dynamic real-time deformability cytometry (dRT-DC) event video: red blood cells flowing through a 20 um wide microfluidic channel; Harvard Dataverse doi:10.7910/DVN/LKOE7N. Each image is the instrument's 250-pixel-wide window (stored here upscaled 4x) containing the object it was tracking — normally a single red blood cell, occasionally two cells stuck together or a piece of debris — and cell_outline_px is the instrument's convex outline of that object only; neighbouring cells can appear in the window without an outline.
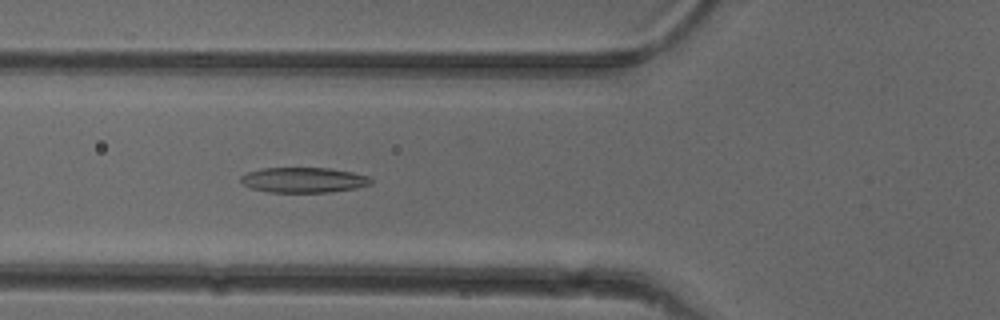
{"species": "common noctule bat (a hibernating species)", "species_latin": "Nyctalus noctula", "temperature_condition": "cold", "stored_images_in_passage": 48, "camera_frame_rate_fps": 3000, "um_per_image_px": 0.085, "animal": {"sex": "female"}, "frame": {"image": 1, "passage_image": 15, "time_ms": 4.667, "image_size_px": [1000, 320], "cell_outline_px": [[376, 180], [372, 184], [356, 188], [332, 192], [268, 192], [252, 188], [244, 184], [240, 180], [240, 176], [248, 172], [260, 168], [328, 168], [352, 172], [368, 176]], "centroid_in_image_um": [25.85, 15.3], "position_along_channel_um": 100.0, "area_um2": 19.25}}
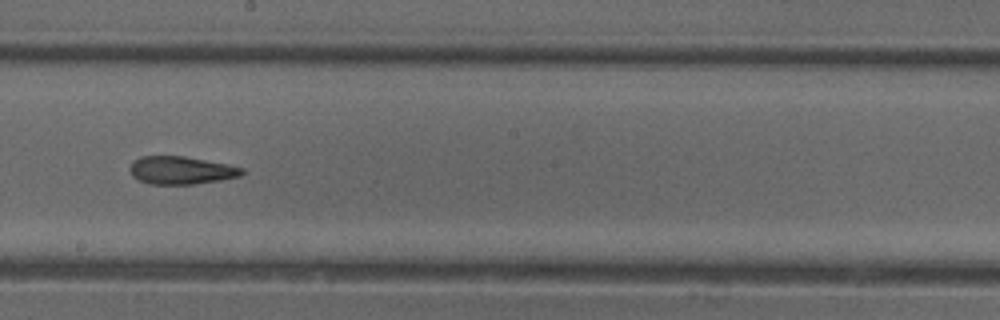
{"frame": {"image": 2, "passage_image": 25, "time_ms": 8.0, "image_size_px": [1000, 320], "cell_outline_px": [[244, 172], [240, 176], [220, 180], [192, 184], [148, 184], [132, 176], [128, 168], [132, 160], [140, 156], [184, 156], [228, 164], [244, 168]], "centroid_in_image_um": [15.36, 14.47], "position_along_channel_um": 232.8, "area_um2": 18.32}}
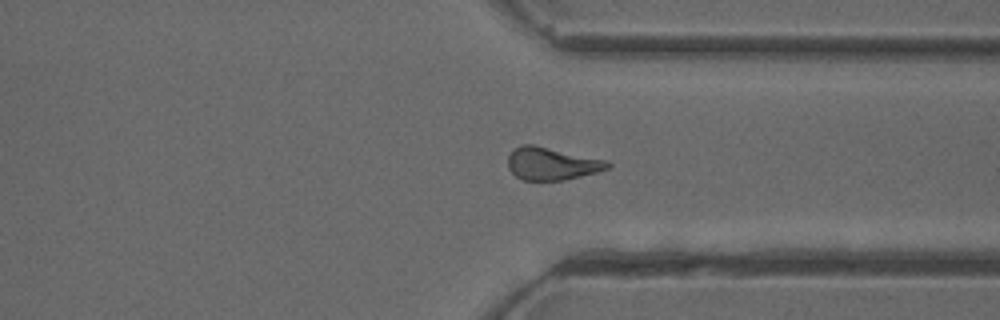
{"frame": {"image": 3, "passage_image": 35, "time_ms": 11.333, "image_size_px": [1000, 320], "cell_outline_px": [[612, 164], [608, 168], [596, 172], [564, 180], [524, 180], [516, 176], [508, 168], [508, 156], [520, 144], [532, 144], [608, 160]], "centroid_in_image_um": [46.91, 13.9], "position_along_channel_um": 364.5, "area_um2": 18.84}, "authors_computed_cell_mechanics": {"area_um2": 18.9295, "velocity_mm_per_s": 3.9642, "shape_relaxation_time_tau1_ms": null, "shape_relaxation_time_tau2_ms": 4.4154, "deformation_change_tau1": null, "deformation_change_tau2": 0.1463}}